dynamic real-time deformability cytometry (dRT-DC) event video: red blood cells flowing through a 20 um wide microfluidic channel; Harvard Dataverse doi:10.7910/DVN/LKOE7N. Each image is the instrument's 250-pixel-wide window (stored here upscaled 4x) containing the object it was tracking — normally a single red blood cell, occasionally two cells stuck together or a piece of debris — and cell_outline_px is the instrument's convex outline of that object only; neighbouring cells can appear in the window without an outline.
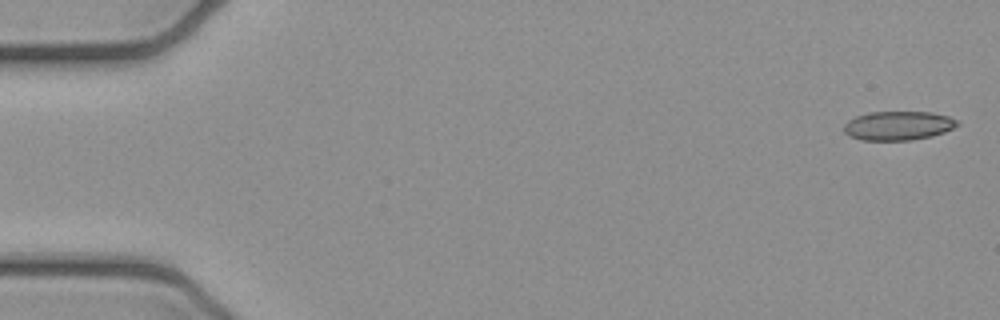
{"species": "common noctule bat (a hibernating species)", "species_latin": "Nyctalus noctula", "temperature_condition": "cold", "stored_images_in_passage": 5, "camera_frame_rate_fps": 3000, "um_per_image_px": 0.085, "animal": {"sex": "female", "body_mass_g": 21.9}, "frame": {"image": 1, "passage_image": 1, "time_ms": 0.0, "image_size_px": [1000, 320], "cell_outline_px": [[960, 124], [944, 132], [932, 136], [912, 140], [860, 140], [844, 132], [844, 124], [848, 120], [856, 116], [868, 112], [932, 112], [948, 116], [956, 120]], "centroid_in_image_um": [76.34, 10.68], "position_along_channel_um": 8.7, "area_um2": 19.13}}
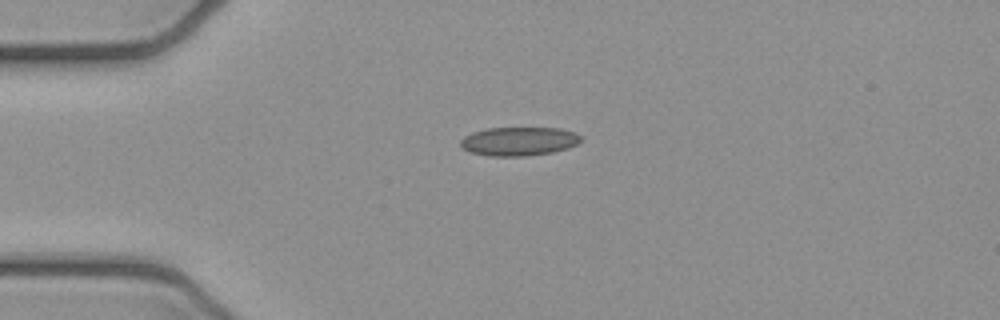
{"frame": {"image": 2, "passage_image": 4, "time_ms": 1.0, "image_size_px": [1000, 320], "cell_outline_px": [[584, 136], [576, 144], [568, 148], [552, 152], [524, 156], [488, 156], [468, 152], [460, 148], [460, 140], [464, 136], [472, 132], [488, 128], [560, 128], [576, 132]], "centroid_in_image_um": [44.08, 12.01], "position_along_channel_um": 40.9, "area_um2": 20.4}}